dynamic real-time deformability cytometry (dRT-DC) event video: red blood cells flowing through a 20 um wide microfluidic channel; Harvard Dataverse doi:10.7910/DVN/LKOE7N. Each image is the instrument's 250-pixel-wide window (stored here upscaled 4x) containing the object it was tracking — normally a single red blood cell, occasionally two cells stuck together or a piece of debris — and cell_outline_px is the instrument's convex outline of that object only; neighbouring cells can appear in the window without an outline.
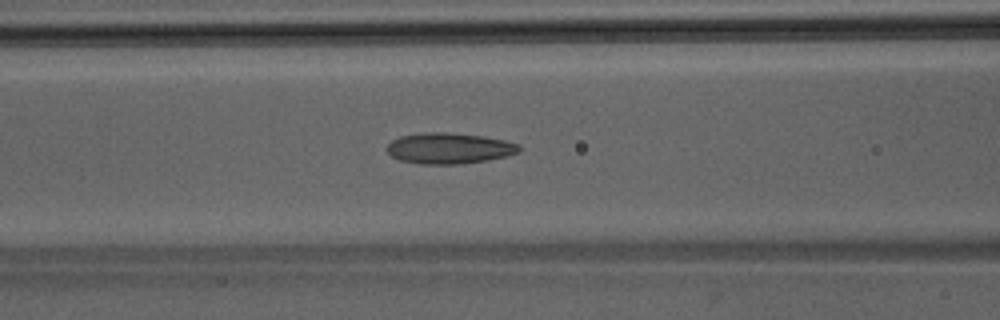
{"species": "Egyptian fruit bat (a non-hibernating species)", "species_latin": "Rousettus aegyptiacus", "temperature_condition": "room temperature", "stored_images_in_passage": 44, "camera_frame_rate_fps": 3000, "um_per_image_px": 0.085, "animal": {"sex": "male"}, "frame": {"image": 1, "passage_image": 17, "time_ms": 5.333, "image_size_px": [1000, 320], "cell_outline_px": [[520, 152], [508, 156], [488, 160], [460, 164], [420, 164], [400, 160], [392, 156], [384, 148], [392, 140], [400, 136], [424, 132], [444, 132], [484, 136], [504, 140], [520, 144]], "centroid_in_image_um": [38.18, 12.6], "position_along_channel_um": 128.4, "area_um2": 23.99}}
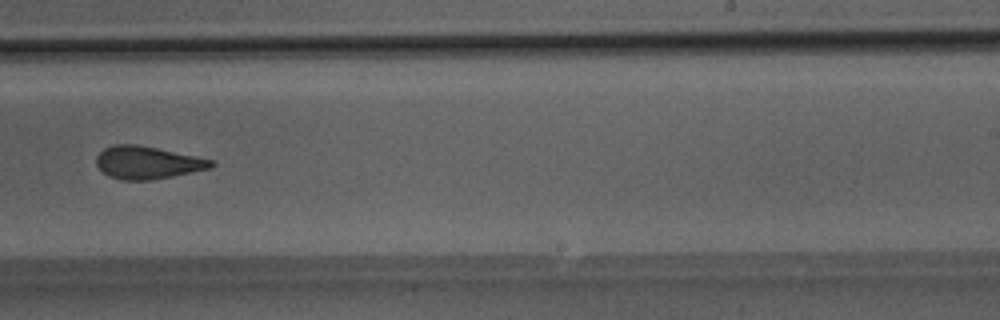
{"frame": {"image": 2, "passage_image": 27, "time_ms": 8.667, "image_size_px": [1000, 320], "cell_outline_px": [[216, 164], [212, 168], [152, 180], [120, 180], [108, 176], [96, 164], [96, 156], [104, 148], [112, 144], [136, 144], [216, 160]], "centroid_in_image_um": [12.55, 13.82], "position_along_channel_um": 276.5, "area_um2": 21.96}}
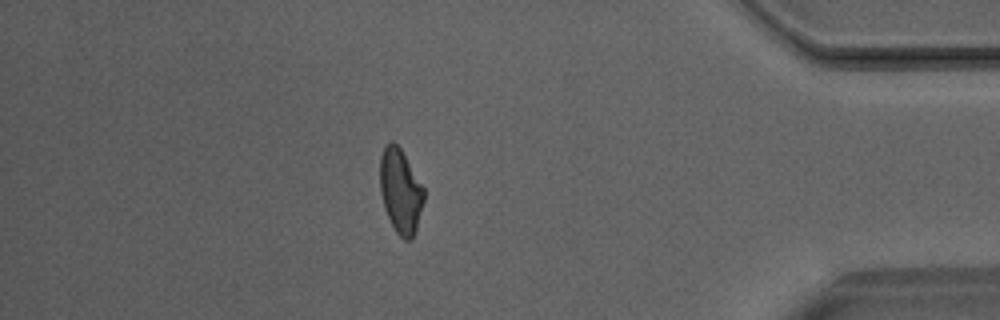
{"frame": {"image": 3, "passage_image": 38, "time_ms": 12.333, "image_size_px": [1000, 320], "cell_outline_px": [[424, 200], [416, 232], [412, 240], [404, 240], [396, 232], [384, 208], [380, 192], [380, 156], [384, 148], [392, 140], [400, 148], [424, 188]], "centroid_in_image_um": [34.05, 16.28], "position_along_channel_um": 401.2, "area_um2": 21.5}}